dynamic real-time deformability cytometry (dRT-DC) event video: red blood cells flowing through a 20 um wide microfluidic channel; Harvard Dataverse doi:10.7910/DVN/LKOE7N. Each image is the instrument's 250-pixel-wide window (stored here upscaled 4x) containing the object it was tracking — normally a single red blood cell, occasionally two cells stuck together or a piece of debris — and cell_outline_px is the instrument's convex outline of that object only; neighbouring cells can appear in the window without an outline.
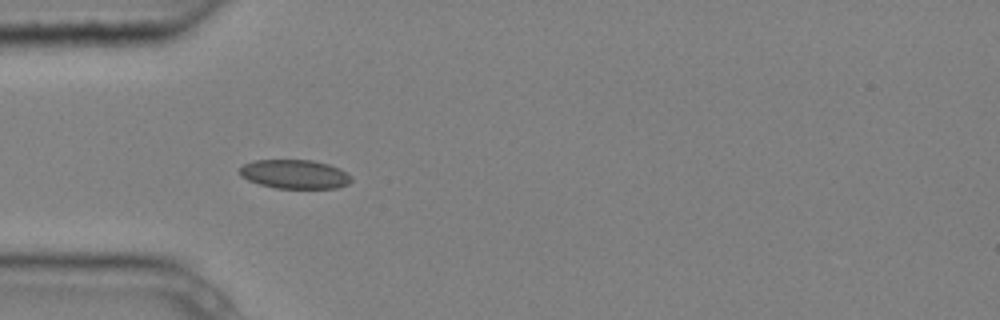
{"species": "common noctule bat (a hibernating species)", "species_latin": "Nyctalus noctula", "temperature_condition": "cold", "stored_images_in_passage": 6, "camera_frame_rate_fps": 3000, "um_per_image_px": 0.085, "animal": {"sex": "male", "body_mass_g": 20.4}, "frame": {"image": 1, "passage_image": 5, "time_ms": 1.333, "image_size_px": [1000, 320], "cell_outline_px": [[352, 180], [348, 184], [336, 188], [276, 188], [260, 184], [248, 180], [240, 176], [240, 168], [244, 164], [256, 160], [312, 160], [328, 164], [340, 168], [352, 176]], "centroid_in_image_um": [25.07, 14.8], "position_along_channel_um": 59.9, "area_um2": 18.84}}
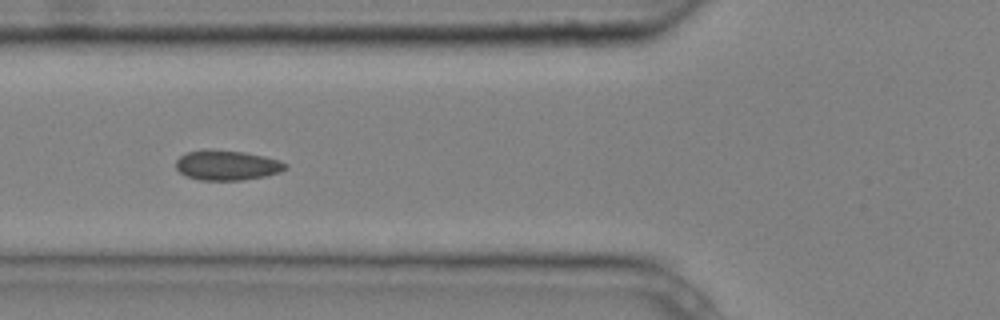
{"frame": {"image": 2, "passage_image": 6, "time_ms": 1.667, "image_size_px": [1000, 320], "cell_outline_px": [[288, 168], [280, 172], [264, 176], [240, 180], [200, 180], [188, 176], [180, 172], [176, 168], [176, 160], [184, 152], [204, 148], [212, 148], [244, 152], [264, 156], [280, 160], [288, 164]], "centroid_in_image_um": [19.28, 14.01], "position_along_channel_um": 106.5, "area_um2": 19.42}}